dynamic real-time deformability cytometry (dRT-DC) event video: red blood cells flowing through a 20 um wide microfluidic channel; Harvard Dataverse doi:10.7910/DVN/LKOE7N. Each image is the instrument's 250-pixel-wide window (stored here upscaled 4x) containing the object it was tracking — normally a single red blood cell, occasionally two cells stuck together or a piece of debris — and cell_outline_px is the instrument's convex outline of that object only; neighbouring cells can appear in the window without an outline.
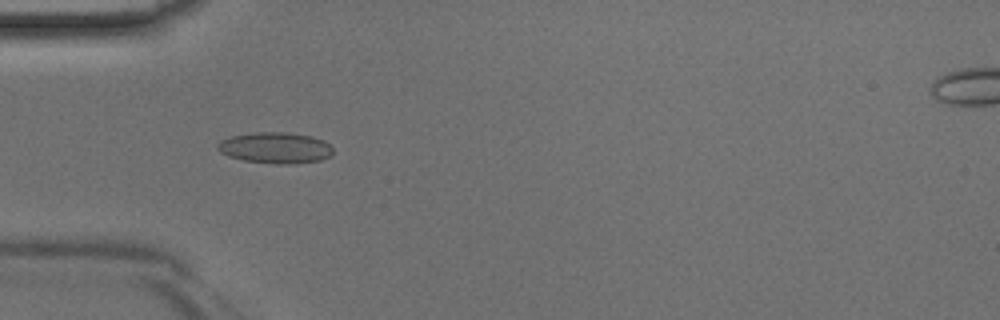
{"species": "Egyptian fruit bat (a non-hibernating species)", "species_latin": "Rousettus aegyptiacus", "temperature_condition": "room temperature", "stored_images_in_passage": 33, "camera_frame_rate_fps": 3000, "um_per_image_px": 0.085, "animal": {"sex": "male"}, "frame": {"image": 1, "passage_image": 2, "time_ms": 0.333, "image_size_px": [1000, 320], "cell_outline_px": [[332, 152], [328, 156], [320, 160], [296, 164], [276, 164], [244, 160], [228, 156], [220, 152], [216, 148], [216, 144], [220, 140], [232, 136], [256, 132], [284, 132], [312, 136], [324, 140], [332, 148]], "centroid_in_image_um": [23.38, 12.56], "position_along_channel_um": 61.6, "area_um2": 20.92}}
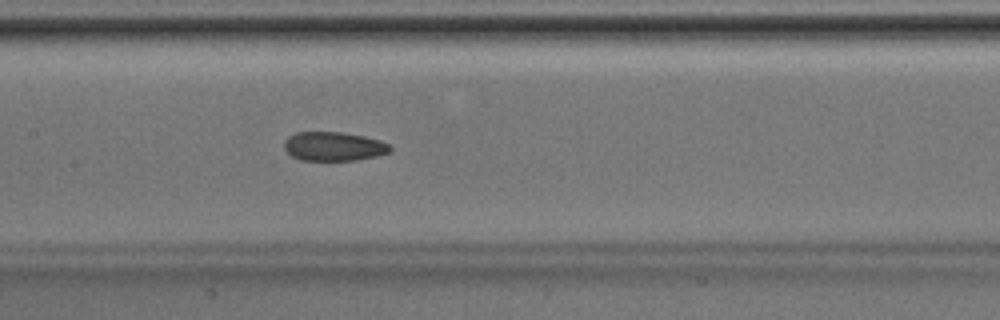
{"frame": {"image": 2, "passage_image": 10, "time_ms": 3.0, "image_size_px": [1000, 320], "cell_outline_px": [[392, 148], [388, 152], [376, 156], [356, 160], [300, 160], [292, 156], [284, 148], [284, 140], [288, 136], [296, 132], [344, 132], [364, 136], [380, 140], [388, 144]], "centroid_in_image_um": [28.34, 12.43], "position_along_channel_um": 179.1, "area_um2": 17.92}}
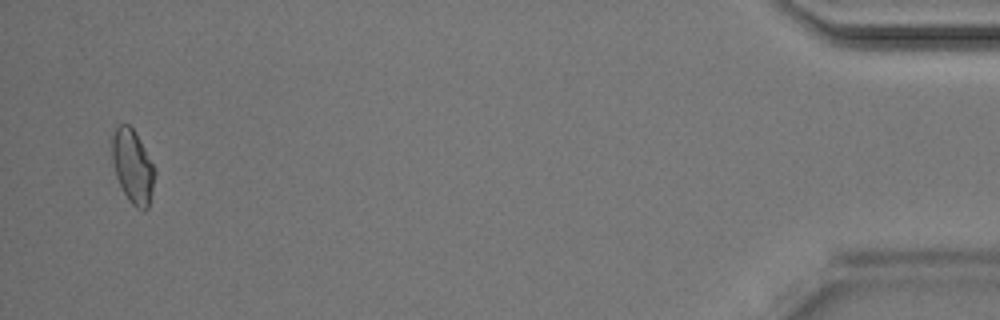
{"frame": {"image": 3, "passage_image": 32, "time_ms": 10.333, "image_size_px": [1000, 320], "cell_outline_px": [[156, 172], [148, 208], [144, 212], [136, 208], [128, 200], [116, 176], [112, 160], [112, 136], [116, 128], [120, 124], [128, 124], [132, 128], [156, 168]], "centroid_in_image_um": [11.29, 14.18], "position_along_channel_um": 423.9, "area_um2": 18.21}}